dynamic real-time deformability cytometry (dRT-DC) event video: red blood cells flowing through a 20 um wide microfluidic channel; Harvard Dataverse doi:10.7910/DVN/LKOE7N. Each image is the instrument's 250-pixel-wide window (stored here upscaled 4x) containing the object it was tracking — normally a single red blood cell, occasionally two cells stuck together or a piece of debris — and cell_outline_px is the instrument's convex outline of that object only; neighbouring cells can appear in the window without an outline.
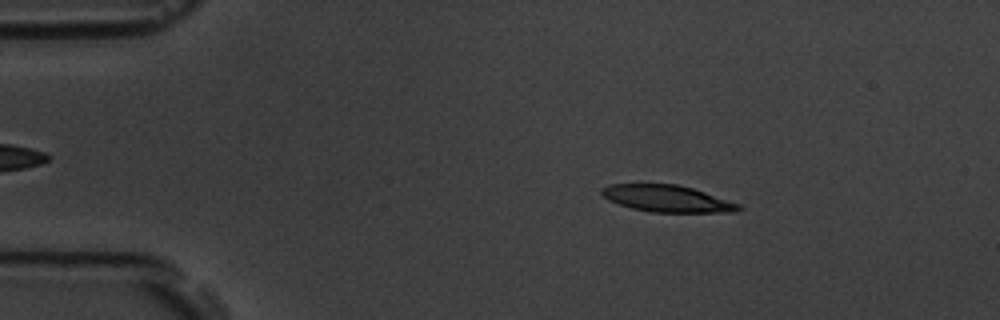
{"species": "common noctule bat (a hibernating species)", "species_latin": "Nyctalus noctula", "temperature_condition": "room temperature", "stored_images_in_passage": 53, "camera_frame_rate_fps": 3000, "um_per_image_px": 0.085, "animal": {"sex": "male", "body_mass_g": 19.5, "forearm_length_mm": 54.6}, "frame": {"image": 1, "passage_image": 8, "time_ms": 2.333, "image_size_px": [1000, 320], "cell_outline_px": [[744, 208], [736, 212], [652, 212], [632, 208], [608, 200], [600, 192], [600, 188], [608, 184], [676, 184], [692, 188], [740, 204]], "centroid_in_image_um": [56.7, 16.88], "position_along_channel_um": 28.3, "area_um2": 21.27}}
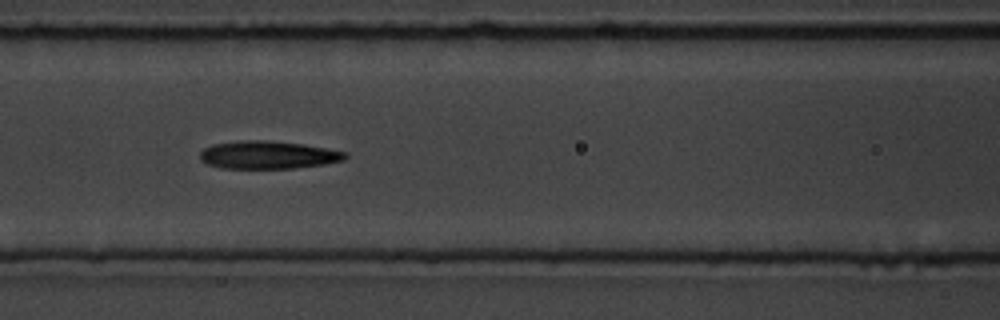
{"frame": {"image": 2, "passage_image": 22, "time_ms": 7.0, "image_size_px": [1000, 320], "cell_outline_px": [[348, 156], [344, 160], [324, 164], [292, 168], [220, 168], [208, 164], [200, 160], [200, 152], [204, 148], [212, 144], [240, 140], [268, 140], [304, 144], [348, 152]], "centroid_in_image_um": [22.78, 13.16], "position_along_channel_um": 143.8, "area_um2": 23.7}}
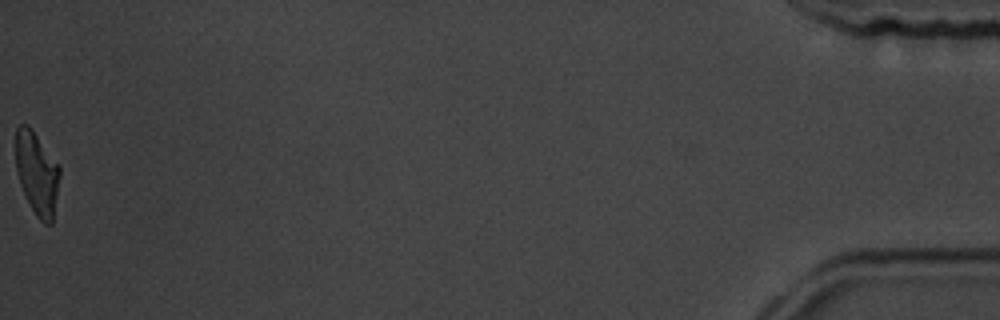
{"frame": {"image": 3, "passage_image": 53, "time_ms": 17.333, "image_size_px": [1000, 320], "cell_outline_px": [[60, 176], [52, 224], [44, 224], [36, 216], [20, 184], [16, 172], [16, 128], [20, 124], [28, 124], [32, 128], [60, 168]], "centroid_in_image_um": [3.13, 14.72], "position_along_channel_um": 432.1, "area_um2": 21.1}, "authors_computed_cell_mechanics": {"area_um2": 22.8888, "velocity_mm_per_s": 3.7783, "shape_relaxation_time_tau1_ms": 3.6659, "shape_relaxation_time_tau2_ms": 2.4394, "deformation_change_tau1": 0.1718, "deformation_change_tau2": 0.1249}}